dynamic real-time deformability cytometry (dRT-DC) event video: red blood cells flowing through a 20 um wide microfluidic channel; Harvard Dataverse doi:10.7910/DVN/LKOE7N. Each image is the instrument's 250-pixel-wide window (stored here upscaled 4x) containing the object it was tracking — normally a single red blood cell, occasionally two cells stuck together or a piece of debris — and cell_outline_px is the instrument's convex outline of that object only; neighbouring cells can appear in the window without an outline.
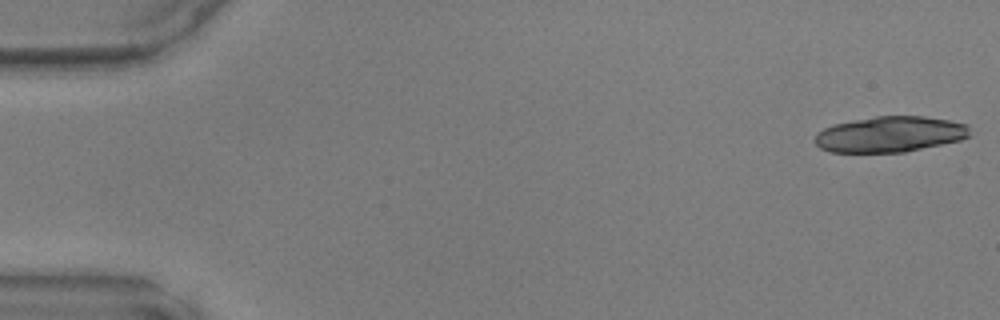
{"species": "common noctule bat (a hibernating species)", "species_latin": "Nyctalus noctula", "temperature_condition": "warm", "stored_images_in_passage": 11, "camera_frame_rate_fps": 3000, "um_per_image_px": 0.085, "animal": {"sex": "male", "body_mass_g": 17.9, "forearm_length_mm": 54.2}, "frame": {"image": 1, "passage_image": 1, "time_ms": 0.0, "image_size_px": [1000, 320], "cell_outline_px": [[972, 136], [960, 140], [904, 152], [828, 152], [820, 148], [812, 140], [816, 132], [832, 124], [876, 116], [924, 116], [948, 120], [968, 124]], "centroid_in_image_um": [75.63, 11.41], "position_along_channel_um": 9.4, "area_um2": 32.54}}